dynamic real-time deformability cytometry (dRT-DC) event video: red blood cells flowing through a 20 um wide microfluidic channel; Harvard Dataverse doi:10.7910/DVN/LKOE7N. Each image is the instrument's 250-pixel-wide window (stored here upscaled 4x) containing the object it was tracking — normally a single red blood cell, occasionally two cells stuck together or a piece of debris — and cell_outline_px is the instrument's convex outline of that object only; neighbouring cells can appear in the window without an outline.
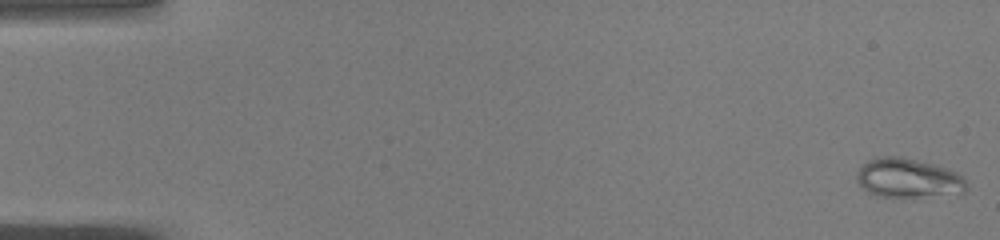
{"species": "common noctule bat (a hibernating species)", "species_latin": "Nyctalus noctula", "temperature_condition": "warm", "stored_images_in_passage": 50, "camera_frame_rate_fps": 3000, "um_per_image_px": 0.085, "animal": {"sex": "male", "body_mass_g": 19.0, "forearm_length_mm": 50.8}, "frame": {"image": 1, "passage_image": 1, "time_ms": 0.0, "image_size_px": [1000, 240], "cell_outline_px": [[968, 188], [964, 192], [916, 196], [880, 196], [868, 192], [856, 180], [856, 176], [860, 168], [868, 160], [884, 156], [904, 156], [948, 168], [964, 176], [968, 184]], "centroid_in_image_um": [77.22, 15.11], "position_along_channel_um": 7.8, "area_um2": 24.85}}
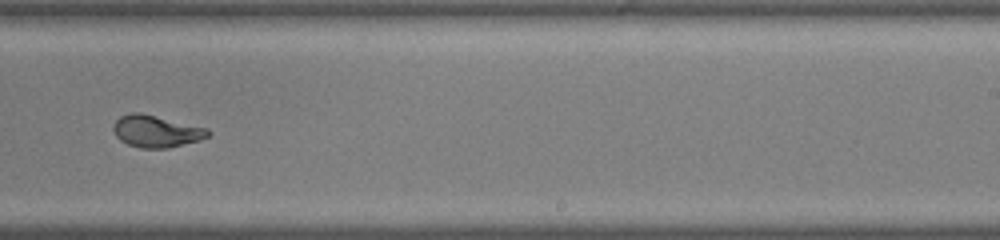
{"frame": {"image": 2, "passage_image": 32, "time_ms": 10.333, "image_size_px": [1000, 240], "cell_outline_px": [[212, 132], [208, 136], [200, 140], [168, 148], [140, 148], [128, 144], [120, 140], [116, 136], [112, 128], [112, 124], [120, 116], [132, 112], [140, 112], [208, 128]], "centroid_in_image_um": [13.27, 11.15], "position_along_channel_um": 275.7, "area_um2": 17.74}}
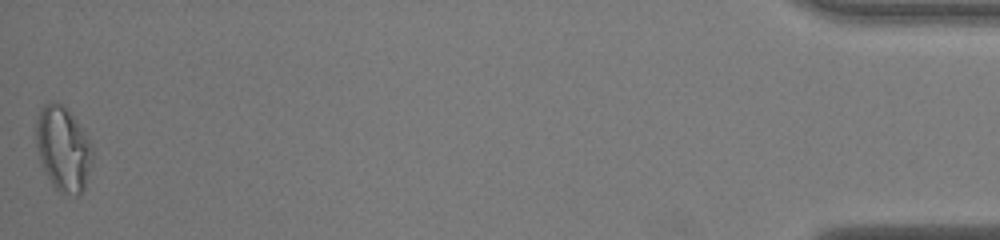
{"frame": {"image": 3, "passage_image": 50, "time_ms": 16.333, "image_size_px": [1000, 240], "cell_outline_px": [[92, 164], [84, 188], [80, 196], [76, 196], [60, 192], [52, 184], [40, 164], [36, 144], [36, 120], [40, 108], [44, 104], [52, 100], [56, 100], [84, 128], [92, 148]], "centroid_in_image_um": [5.36, 12.65], "position_along_channel_um": 429.8, "area_um2": 28.03}}